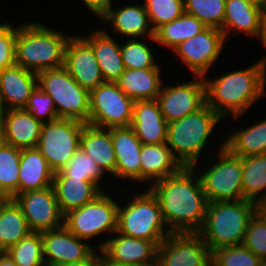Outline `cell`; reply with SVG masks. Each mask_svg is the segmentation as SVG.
I'll return each instance as SVG.
<instances>
[{
	"mask_svg": "<svg viewBox=\"0 0 266 266\" xmlns=\"http://www.w3.org/2000/svg\"><path fill=\"white\" fill-rule=\"evenodd\" d=\"M148 188L157 197L172 233H197L200 230L208 201L194 167H182Z\"/></svg>",
	"mask_w": 266,
	"mask_h": 266,
	"instance_id": "6da1fadb",
	"label": "cell"
},
{
	"mask_svg": "<svg viewBox=\"0 0 266 266\" xmlns=\"http://www.w3.org/2000/svg\"><path fill=\"white\" fill-rule=\"evenodd\" d=\"M204 82L206 104L222 119L232 115L237 120L266 95V58L214 79L204 77Z\"/></svg>",
	"mask_w": 266,
	"mask_h": 266,
	"instance_id": "7a4b0ae2",
	"label": "cell"
},
{
	"mask_svg": "<svg viewBox=\"0 0 266 266\" xmlns=\"http://www.w3.org/2000/svg\"><path fill=\"white\" fill-rule=\"evenodd\" d=\"M70 36L37 21L16 26L15 64L36 74L64 67Z\"/></svg>",
	"mask_w": 266,
	"mask_h": 266,
	"instance_id": "3957f363",
	"label": "cell"
},
{
	"mask_svg": "<svg viewBox=\"0 0 266 266\" xmlns=\"http://www.w3.org/2000/svg\"><path fill=\"white\" fill-rule=\"evenodd\" d=\"M260 206L249 200L208 203L204 222L197 234L212 252L241 245L248 224Z\"/></svg>",
	"mask_w": 266,
	"mask_h": 266,
	"instance_id": "277c9868",
	"label": "cell"
},
{
	"mask_svg": "<svg viewBox=\"0 0 266 266\" xmlns=\"http://www.w3.org/2000/svg\"><path fill=\"white\" fill-rule=\"evenodd\" d=\"M221 121L222 118L205 104L197 112L168 123L166 143L183 167L198 168L206 142Z\"/></svg>",
	"mask_w": 266,
	"mask_h": 266,
	"instance_id": "5b68a950",
	"label": "cell"
},
{
	"mask_svg": "<svg viewBox=\"0 0 266 266\" xmlns=\"http://www.w3.org/2000/svg\"><path fill=\"white\" fill-rule=\"evenodd\" d=\"M118 207L117 232L153 241L157 246L172 232L164 220L157 197L147 187Z\"/></svg>",
	"mask_w": 266,
	"mask_h": 266,
	"instance_id": "8992f818",
	"label": "cell"
},
{
	"mask_svg": "<svg viewBox=\"0 0 266 266\" xmlns=\"http://www.w3.org/2000/svg\"><path fill=\"white\" fill-rule=\"evenodd\" d=\"M221 142L220 147L216 150L218 152L216 160H218H215L214 163L208 157L210 159L208 161L210 164L207 163L209 166L203 165L202 169L198 171L208 203L243 199L242 157L231 153L224 146V141Z\"/></svg>",
	"mask_w": 266,
	"mask_h": 266,
	"instance_id": "52a82bcc",
	"label": "cell"
},
{
	"mask_svg": "<svg viewBox=\"0 0 266 266\" xmlns=\"http://www.w3.org/2000/svg\"><path fill=\"white\" fill-rule=\"evenodd\" d=\"M37 78L38 86L54 101L58 118L88 123L89 90L81 87L64 67L42 71Z\"/></svg>",
	"mask_w": 266,
	"mask_h": 266,
	"instance_id": "ba28073f",
	"label": "cell"
},
{
	"mask_svg": "<svg viewBox=\"0 0 266 266\" xmlns=\"http://www.w3.org/2000/svg\"><path fill=\"white\" fill-rule=\"evenodd\" d=\"M106 191L93 201L64 215V226L75 236L90 243L92 237L117 231L118 207Z\"/></svg>",
	"mask_w": 266,
	"mask_h": 266,
	"instance_id": "9c48e42d",
	"label": "cell"
},
{
	"mask_svg": "<svg viewBox=\"0 0 266 266\" xmlns=\"http://www.w3.org/2000/svg\"><path fill=\"white\" fill-rule=\"evenodd\" d=\"M86 123L59 118L42 124L36 148L54 173L62 171L80 147V136Z\"/></svg>",
	"mask_w": 266,
	"mask_h": 266,
	"instance_id": "30bf717a",
	"label": "cell"
},
{
	"mask_svg": "<svg viewBox=\"0 0 266 266\" xmlns=\"http://www.w3.org/2000/svg\"><path fill=\"white\" fill-rule=\"evenodd\" d=\"M90 112L87 124L100 128L131 125L135 101L116 82H104L89 91Z\"/></svg>",
	"mask_w": 266,
	"mask_h": 266,
	"instance_id": "8fae6325",
	"label": "cell"
},
{
	"mask_svg": "<svg viewBox=\"0 0 266 266\" xmlns=\"http://www.w3.org/2000/svg\"><path fill=\"white\" fill-rule=\"evenodd\" d=\"M222 30L207 27L196 36L181 42L171 52L177 55L192 75L206 77L220 59L226 43Z\"/></svg>",
	"mask_w": 266,
	"mask_h": 266,
	"instance_id": "7c38bea8",
	"label": "cell"
},
{
	"mask_svg": "<svg viewBox=\"0 0 266 266\" xmlns=\"http://www.w3.org/2000/svg\"><path fill=\"white\" fill-rule=\"evenodd\" d=\"M13 199L20 206L31 232L42 233L64 226V215L52 186L20 193Z\"/></svg>",
	"mask_w": 266,
	"mask_h": 266,
	"instance_id": "4fadbf2b",
	"label": "cell"
},
{
	"mask_svg": "<svg viewBox=\"0 0 266 266\" xmlns=\"http://www.w3.org/2000/svg\"><path fill=\"white\" fill-rule=\"evenodd\" d=\"M157 266H211V251L197 233H172L158 246Z\"/></svg>",
	"mask_w": 266,
	"mask_h": 266,
	"instance_id": "5bb4252c",
	"label": "cell"
},
{
	"mask_svg": "<svg viewBox=\"0 0 266 266\" xmlns=\"http://www.w3.org/2000/svg\"><path fill=\"white\" fill-rule=\"evenodd\" d=\"M157 101L167 123L197 112L206 104L204 77L195 76L191 82L162 86Z\"/></svg>",
	"mask_w": 266,
	"mask_h": 266,
	"instance_id": "9a60e30c",
	"label": "cell"
},
{
	"mask_svg": "<svg viewBox=\"0 0 266 266\" xmlns=\"http://www.w3.org/2000/svg\"><path fill=\"white\" fill-rule=\"evenodd\" d=\"M113 234L96 247L107 260L120 265L157 266L158 246L153 241L117 231Z\"/></svg>",
	"mask_w": 266,
	"mask_h": 266,
	"instance_id": "2e32d148",
	"label": "cell"
},
{
	"mask_svg": "<svg viewBox=\"0 0 266 266\" xmlns=\"http://www.w3.org/2000/svg\"><path fill=\"white\" fill-rule=\"evenodd\" d=\"M64 68L83 88L92 90L104 83L92 46L79 35H71L65 48Z\"/></svg>",
	"mask_w": 266,
	"mask_h": 266,
	"instance_id": "e0dca14e",
	"label": "cell"
},
{
	"mask_svg": "<svg viewBox=\"0 0 266 266\" xmlns=\"http://www.w3.org/2000/svg\"><path fill=\"white\" fill-rule=\"evenodd\" d=\"M41 238L46 266L83 261L87 259L97 247H92L90 243L81 240L65 226L42 232Z\"/></svg>",
	"mask_w": 266,
	"mask_h": 266,
	"instance_id": "ac0fdd59",
	"label": "cell"
},
{
	"mask_svg": "<svg viewBox=\"0 0 266 266\" xmlns=\"http://www.w3.org/2000/svg\"><path fill=\"white\" fill-rule=\"evenodd\" d=\"M105 21L104 24H109L112 31L116 32L121 37L142 38L148 37L149 40L154 43L155 31L150 23L149 15L146 12L144 4L125 5L114 9L112 5L109 9L100 17L99 21Z\"/></svg>",
	"mask_w": 266,
	"mask_h": 266,
	"instance_id": "d6986e66",
	"label": "cell"
},
{
	"mask_svg": "<svg viewBox=\"0 0 266 266\" xmlns=\"http://www.w3.org/2000/svg\"><path fill=\"white\" fill-rule=\"evenodd\" d=\"M111 134L116 156L115 177L140 183L141 141L131 126L111 128Z\"/></svg>",
	"mask_w": 266,
	"mask_h": 266,
	"instance_id": "ffe728a7",
	"label": "cell"
},
{
	"mask_svg": "<svg viewBox=\"0 0 266 266\" xmlns=\"http://www.w3.org/2000/svg\"><path fill=\"white\" fill-rule=\"evenodd\" d=\"M266 22V13L246 0H226L222 32L227 40L229 34L242 32L247 36L261 39ZM232 31V32H231Z\"/></svg>",
	"mask_w": 266,
	"mask_h": 266,
	"instance_id": "44dd1931",
	"label": "cell"
},
{
	"mask_svg": "<svg viewBox=\"0 0 266 266\" xmlns=\"http://www.w3.org/2000/svg\"><path fill=\"white\" fill-rule=\"evenodd\" d=\"M130 126L142 144L167 142L168 123L161 113L157 99L135 101Z\"/></svg>",
	"mask_w": 266,
	"mask_h": 266,
	"instance_id": "7402d4cb",
	"label": "cell"
},
{
	"mask_svg": "<svg viewBox=\"0 0 266 266\" xmlns=\"http://www.w3.org/2000/svg\"><path fill=\"white\" fill-rule=\"evenodd\" d=\"M38 86L37 74L19 65L0 72V101L5 109L23 108Z\"/></svg>",
	"mask_w": 266,
	"mask_h": 266,
	"instance_id": "603a6c76",
	"label": "cell"
},
{
	"mask_svg": "<svg viewBox=\"0 0 266 266\" xmlns=\"http://www.w3.org/2000/svg\"><path fill=\"white\" fill-rule=\"evenodd\" d=\"M52 187L63 215L93 201L105 189L83 179L68 178L61 172L54 173Z\"/></svg>",
	"mask_w": 266,
	"mask_h": 266,
	"instance_id": "cb8c5ba5",
	"label": "cell"
},
{
	"mask_svg": "<svg viewBox=\"0 0 266 266\" xmlns=\"http://www.w3.org/2000/svg\"><path fill=\"white\" fill-rule=\"evenodd\" d=\"M87 35L83 38L92 46L104 81L116 82L125 70L117 39L102 28Z\"/></svg>",
	"mask_w": 266,
	"mask_h": 266,
	"instance_id": "d4e9b609",
	"label": "cell"
},
{
	"mask_svg": "<svg viewBox=\"0 0 266 266\" xmlns=\"http://www.w3.org/2000/svg\"><path fill=\"white\" fill-rule=\"evenodd\" d=\"M140 162V182L147 181L149 186L177 173L183 167L167 143L142 144Z\"/></svg>",
	"mask_w": 266,
	"mask_h": 266,
	"instance_id": "484cf974",
	"label": "cell"
},
{
	"mask_svg": "<svg viewBox=\"0 0 266 266\" xmlns=\"http://www.w3.org/2000/svg\"><path fill=\"white\" fill-rule=\"evenodd\" d=\"M42 124L23 108L7 109L2 134L6 143L16 148H36Z\"/></svg>",
	"mask_w": 266,
	"mask_h": 266,
	"instance_id": "4316f807",
	"label": "cell"
},
{
	"mask_svg": "<svg viewBox=\"0 0 266 266\" xmlns=\"http://www.w3.org/2000/svg\"><path fill=\"white\" fill-rule=\"evenodd\" d=\"M80 149L90 156L106 174L115 176L116 156L111 128H100L85 124L80 136Z\"/></svg>",
	"mask_w": 266,
	"mask_h": 266,
	"instance_id": "83f0119b",
	"label": "cell"
},
{
	"mask_svg": "<svg viewBox=\"0 0 266 266\" xmlns=\"http://www.w3.org/2000/svg\"><path fill=\"white\" fill-rule=\"evenodd\" d=\"M161 72L159 64L155 68L125 69L116 83L134 101L153 100L164 86Z\"/></svg>",
	"mask_w": 266,
	"mask_h": 266,
	"instance_id": "f1b7e54d",
	"label": "cell"
},
{
	"mask_svg": "<svg viewBox=\"0 0 266 266\" xmlns=\"http://www.w3.org/2000/svg\"><path fill=\"white\" fill-rule=\"evenodd\" d=\"M54 172L37 148L21 149L19 194L52 186Z\"/></svg>",
	"mask_w": 266,
	"mask_h": 266,
	"instance_id": "f546056e",
	"label": "cell"
},
{
	"mask_svg": "<svg viewBox=\"0 0 266 266\" xmlns=\"http://www.w3.org/2000/svg\"><path fill=\"white\" fill-rule=\"evenodd\" d=\"M232 133L226 136L224 146L234 155L246 157L266 153V119L261 118L259 122Z\"/></svg>",
	"mask_w": 266,
	"mask_h": 266,
	"instance_id": "4dcf8cb0",
	"label": "cell"
},
{
	"mask_svg": "<svg viewBox=\"0 0 266 266\" xmlns=\"http://www.w3.org/2000/svg\"><path fill=\"white\" fill-rule=\"evenodd\" d=\"M242 163L243 199L261 206L266 201V153L242 157Z\"/></svg>",
	"mask_w": 266,
	"mask_h": 266,
	"instance_id": "1f68e13d",
	"label": "cell"
},
{
	"mask_svg": "<svg viewBox=\"0 0 266 266\" xmlns=\"http://www.w3.org/2000/svg\"><path fill=\"white\" fill-rule=\"evenodd\" d=\"M29 233L31 231L20 206L9 198L0 208V252L7 251Z\"/></svg>",
	"mask_w": 266,
	"mask_h": 266,
	"instance_id": "d6a6232c",
	"label": "cell"
},
{
	"mask_svg": "<svg viewBox=\"0 0 266 266\" xmlns=\"http://www.w3.org/2000/svg\"><path fill=\"white\" fill-rule=\"evenodd\" d=\"M207 28L195 16L184 12L179 18L160 26L154 34L156 45L171 51L181 42L190 39Z\"/></svg>",
	"mask_w": 266,
	"mask_h": 266,
	"instance_id": "836d02e7",
	"label": "cell"
},
{
	"mask_svg": "<svg viewBox=\"0 0 266 266\" xmlns=\"http://www.w3.org/2000/svg\"><path fill=\"white\" fill-rule=\"evenodd\" d=\"M21 149L6 144L0 151V190L9 198L19 194Z\"/></svg>",
	"mask_w": 266,
	"mask_h": 266,
	"instance_id": "e575fe53",
	"label": "cell"
},
{
	"mask_svg": "<svg viewBox=\"0 0 266 266\" xmlns=\"http://www.w3.org/2000/svg\"><path fill=\"white\" fill-rule=\"evenodd\" d=\"M5 252L17 266H46L39 232L29 233Z\"/></svg>",
	"mask_w": 266,
	"mask_h": 266,
	"instance_id": "d590c367",
	"label": "cell"
},
{
	"mask_svg": "<svg viewBox=\"0 0 266 266\" xmlns=\"http://www.w3.org/2000/svg\"><path fill=\"white\" fill-rule=\"evenodd\" d=\"M226 0H184V12L195 16L205 26L222 29Z\"/></svg>",
	"mask_w": 266,
	"mask_h": 266,
	"instance_id": "8d00e7d4",
	"label": "cell"
},
{
	"mask_svg": "<svg viewBox=\"0 0 266 266\" xmlns=\"http://www.w3.org/2000/svg\"><path fill=\"white\" fill-rule=\"evenodd\" d=\"M151 46L138 38L127 39L126 42L120 44L122 61L125 69H148L155 68V55Z\"/></svg>",
	"mask_w": 266,
	"mask_h": 266,
	"instance_id": "74e56055",
	"label": "cell"
},
{
	"mask_svg": "<svg viewBox=\"0 0 266 266\" xmlns=\"http://www.w3.org/2000/svg\"><path fill=\"white\" fill-rule=\"evenodd\" d=\"M65 177L90 181L101 188L102 176H106L95 161L87 156L82 149H78L69 160L68 165L60 171Z\"/></svg>",
	"mask_w": 266,
	"mask_h": 266,
	"instance_id": "f35d334b",
	"label": "cell"
},
{
	"mask_svg": "<svg viewBox=\"0 0 266 266\" xmlns=\"http://www.w3.org/2000/svg\"><path fill=\"white\" fill-rule=\"evenodd\" d=\"M143 4L154 31L184 13V0H145Z\"/></svg>",
	"mask_w": 266,
	"mask_h": 266,
	"instance_id": "ab89813d",
	"label": "cell"
},
{
	"mask_svg": "<svg viewBox=\"0 0 266 266\" xmlns=\"http://www.w3.org/2000/svg\"><path fill=\"white\" fill-rule=\"evenodd\" d=\"M260 260L242 244L218 248L211 252V266H258Z\"/></svg>",
	"mask_w": 266,
	"mask_h": 266,
	"instance_id": "60d3db41",
	"label": "cell"
},
{
	"mask_svg": "<svg viewBox=\"0 0 266 266\" xmlns=\"http://www.w3.org/2000/svg\"><path fill=\"white\" fill-rule=\"evenodd\" d=\"M242 245L266 259V213L261 208L251 218Z\"/></svg>",
	"mask_w": 266,
	"mask_h": 266,
	"instance_id": "b9f144b4",
	"label": "cell"
},
{
	"mask_svg": "<svg viewBox=\"0 0 266 266\" xmlns=\"http://www.w3.org/2000/svg\"><path fill=\"white\" fill-rule=\"evenodd\" d=\"M23 109L42 123L59 119L54 101L50 95L45 93L39 86L31 93Z\"/></svg>",
	"mask_w": 266,
	"mask_h": 266,
	"instance_id": "7bdbcfd3",
	"label": "cell"
},
{
	"mask_svg": "<svg viewBox=\"0 0 266 266\" xmlns=\"http://www.w3.org/2000/svg\"><path fill=\"white\" fill-rule=\"evenodd\" d=\"M4 21L0 24V72L15 65L16 26Z\"/></svg>",
	"mask_w": 266,
	"mask_h": 266,
	"instance_id": "ee69618b",
	"label": "cell"
},
{
	"mask_svg": "<svg viewBox=\"0 0 266 266\" xmlns=\"http://www.w3.org/2000/svg\"><path fill=\"white\" fill-rule=\"evenodd\" d=\"M90 12L100 18L112 5V0H82Z\"/></svg>",
	"mask_w": 266,
	"mask_h": 266,
	"instance_id": "f6af8a7d",
	"label": "cell"
},
{
	"mask_svg": "<svg viewBox=\"0 0 266 266\" xmlns=\"http://www.w3.org/2000/svg\"><path fill=\"white\" fill-rule=\"evenodd\" d=\"M56 266H100V254L94 251L87 259L80 262L63 263Z\"/></svg>",
	"mask_w": 266,
	"mask_h": 266,
	"instance_id": "bcb514c9",
	"label": "cell"
},
{
	"mask_svg": "<svg viewBox=\"0 0 266 266\" xmlns=\"http://www.w3.org/2000/svg\"><path fill=\"white\" fill-rule=\"evenodd\" d=\"M0 266H17L6 252H0Z\"/></svg>",
	"mask_w": 266,
	"mask_h": 266,
	"instance_id": "7dc6e473",
	"label": "cell"
},
{
	"mask_svg": "<svg viewBox=\"0 0 266 266\" xmlns=\"http://www.w3.org/2000/svg\"><path fill=\"white\" fill-rule=\"evenodd\" d=\"M248 3L260 8L266 13V0H246Z\"/></svg>",
	"mask_w": 266,
	"mask_h": 266,
	"instance_id": "c3c4849f",
	"label": "cell"
},
{
	"mask_svg": "<svg viewBox=\"0 0 266 266\" xmlns=\"http://www.w3.org/2000/svg\"><path fill=\"white\" fill-rule=\"evenodd\" d=\"M100 253V266H129V265H120V264H116L113 263L109 260H107L102 254L101 251L99 250Z\"/></svg>",
	"mask_w": 266,
	"mask_h": 266,
	"instance_id": "681fc988",
	"label": "cell"
},
{
	"mask_svg": "<svg viewBox=\"0 0 266 266\" xmlns=\"http://www.w3.org/2000/svg\"><path fill=\"white\" fill-rule=\"evenodd\" d=\"M5 107L0 101V135L3 133V124H4V115H5Z\"/></svg>",
	"mask_w": 266,
	"mask_h": 266,
	"instance_id": "f907efd6",
	"label": "cell"
},
{
	"mask_svg": "<svg viewBox=\"0 0 266 266\" xmlns=\"http://www.w3.org/2000/svg\"><path fill=\"white\" fill-rule=\"evenodd\" d=\"M260 41L263 44L264 48H266V22H265V26L263 28V33H262Z\"/></svg>",
	"mask_w": 266,
	"mask_h": 266,
	"instance_id": "816d5d0a",
	"label": "cell"
},
{
	"mask_svg": "<svg viewBox=\"0 0 266 266\" xmlns=\"http://www.w3.org/2000/svg\"><path fill=\"white\" fill-rule=\"evenodd\" d=\"M9 199L1 190H0V208L2 205Z\"/></svg>",
	"mask_w": 266,
	"mask_h": 266,
	"instance_id": "f5cc1de1",
	"label": "cell"
},
{
	"mask_svg": "<svg viewBox=\"0 0 266 266\" xmlns=\"http://www.w3.org/2000/svg\"><path fill=\"white\" fill-rule=\"evenodd\" d=\"M6 144L7 143H6V141H5L4 137H3V134L0 135V151Z\"/></svg>",
	"mask_w": 266,
	"mask_h": 266,
	"instance_id": "db71d44e",
	"label": "cell"
},
{
	"mask_svg": "<svg viewBox=\"0 0 266 266\" xmlns=\"http://www.w3.org/2000/svg\"><path fill=\"white\" fill-rule=\"evenodd\" d=\"M258 266H266V259H261Z\"/></svg>",
	"mask_w": 266,
	"mask_h": 266,
	"instance_id": "11a10c76",
	"label": "cell"
},
{
	"mask_svg": "<svg viewBox=\"0 0 266 266\" xmlns=\"http://www.w3.org/2000/svg\"><path fill=\"white\" fill-rule=\"evenodd\" d=\"M260 208L266 213V201L260 206Z\"/></svg>",
	"mask_w": 266,
	"mask_h": 266,
	"instance_id": "9f6ffc18",
	"label": "cell"
}]
</instances>
